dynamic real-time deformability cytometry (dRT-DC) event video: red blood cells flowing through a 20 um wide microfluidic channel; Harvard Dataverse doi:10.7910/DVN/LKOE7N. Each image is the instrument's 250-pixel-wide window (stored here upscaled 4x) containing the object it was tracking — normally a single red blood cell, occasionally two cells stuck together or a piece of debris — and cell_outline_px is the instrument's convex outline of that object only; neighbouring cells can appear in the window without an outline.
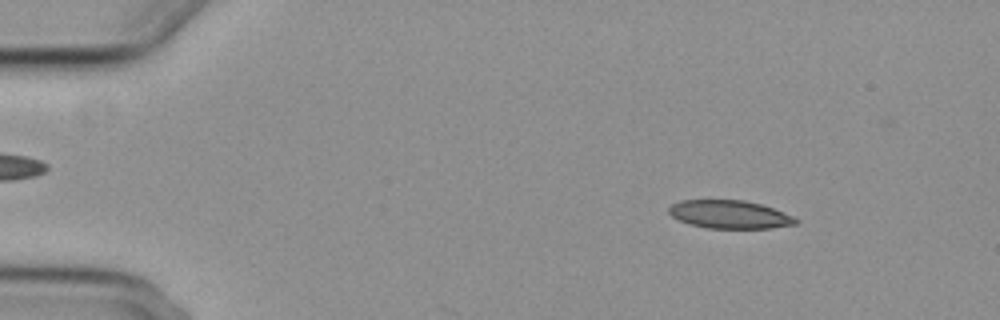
{"species": "common noctule bat (a hibernating species)", "species_latin": "Nyctalus noctula", "temperature_condition": "cold", "stored_images_in_passage": 10, "camera_frame_rate_fps": 3000, "um_per_image_px": 0.085, "animal": {"sex": "female", "body_mass_g": 29.2, "forearm_length_mm": 56.3}, "frame": {"image": 1, "passage_image": 7, "time_ms": 2.0, "image_size_px": [1000, 320], "cell_outline_px": [[800, 220], [796, 224], [772, 228], [708, 228], [688, 224], [672, 216], [668, 212], [668, 208], [672, 204], [680, 200], [744, 200], [760, 204], [772, 208], [792, 216]], "centroid_in_image_um": [62.0, 18.23], "position_along_channel_um": 23.0, "area_um2": 20.75}}